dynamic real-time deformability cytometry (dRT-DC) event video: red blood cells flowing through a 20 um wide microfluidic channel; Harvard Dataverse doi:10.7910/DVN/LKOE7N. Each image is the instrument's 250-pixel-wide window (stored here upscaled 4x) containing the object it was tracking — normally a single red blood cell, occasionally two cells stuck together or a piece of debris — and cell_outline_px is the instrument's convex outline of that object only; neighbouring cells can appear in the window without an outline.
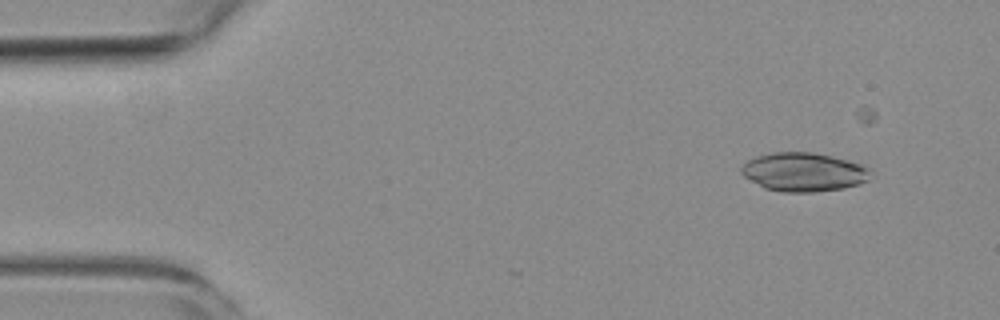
{"species": "common noctule bat (a hibernating species)", "species_latin": "Nyctalus noctula", "temperature_condition": "room temperature", "stored_images_in_passage": 5, "camera_frame_rate_fps": 3000, "um_per_image_px": 0.085, "animal": {"sex": "female", "body_mass_g": 19.3, "forearm_length_mm": 54.1}, "frame": {"image": 1, "passage_image": 1, "time_ms": 0.0, "image_size_px": [1000, 320], "cell_outline_px": [[868, 180], [860, 184], [844, 188], [816, 192], [784, 192], [764, 188], [744, 176], [740, 172], [740, 168], [748, 160], [756, 156], [772, 152], [812, 152], [832, 156], [864, 164], [868, 168]], "centroid_in_image_um": [68.31, 14.62], "position_along_channel_um": 16.7, "area_um2": 29.25}}